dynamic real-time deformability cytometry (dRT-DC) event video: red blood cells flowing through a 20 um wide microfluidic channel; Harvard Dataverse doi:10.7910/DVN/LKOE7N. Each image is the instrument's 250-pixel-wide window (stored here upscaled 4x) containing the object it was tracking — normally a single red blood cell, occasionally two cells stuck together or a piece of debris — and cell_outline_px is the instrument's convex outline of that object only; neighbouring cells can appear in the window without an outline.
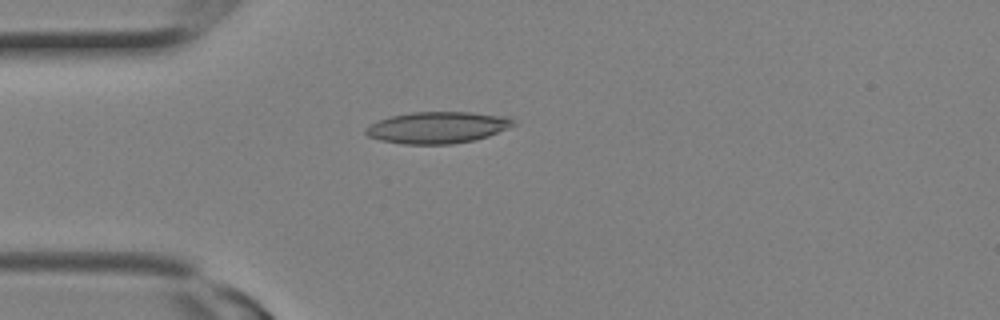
{"species": "Egyptian fruit bat (a non-hibernating species)", "species_latin": "Rousettus aegyptiacus", "temperature_condition": "room temperature", "stored_images_in_passage": 12, "camera_frame_rate_fps": 3000, "um_per_image_px": 0.085, "animal": {"sex": "female"}, "frame": {"image": 1, "passage_image": 4, "time_ms": 1.0, "image_size_px": [1000, 320], "cell_outline_px": [[516, 124], [508, 128], [488, 136], [476, 140], [452, 144], [404, 144], [380, 140], [368, 136], [364, 132], [364, 128], [380, 120], [392, 116], [412, 112], [468, 112], [508, 116], [516, 120]], "centroid_in_image_um": [37.22, 10.84], "position_along_channel_um": 47.8, "area_um2": 27.22}}
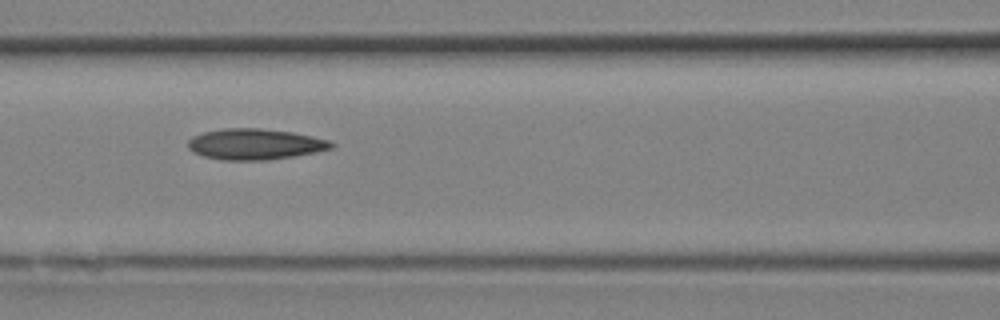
{"frame": {"image": 2, "passage_image": 8, "time_ms": 2.333, "image_size_px": [1000, 320], "cell_outline_px": [[336, 144], [332, 148], [316, 152], [296, 156], [268, 160], [220, 160], [204, 156], [192, 152], [188, 148], [188, 140], [192, 136], [204, 132], [224, 128], [260, 128], [292, 132], [312, 136], [328, 140]], "centroid_in_image_um": [21.67, 12.26], "position_along_channel_um": 144.9, "area_um2": 25.95}}
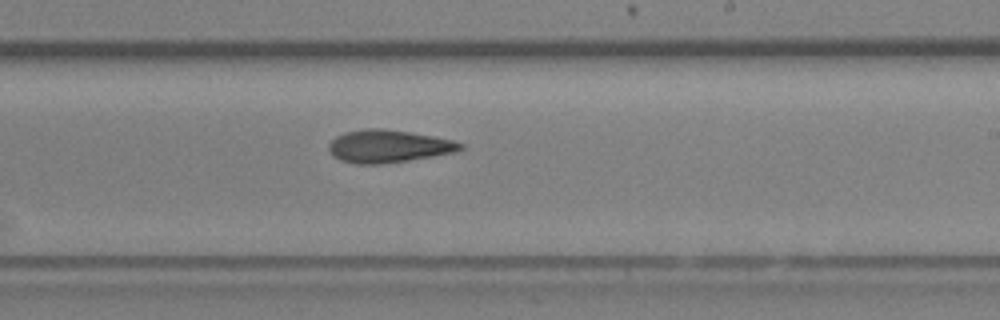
{"frame": {"image": 3, "passage_image": 12, "time_ms": 3.667, "image_size_px": [1000, 320], "cell_outline_px": [[464, 148], [456, 152], [408, 160], [380, 164], [356, 164], [340, 160], [332, 156], [328, 148], [328, 144], [336, 136], [344, 132], [364, 128], [384, 128], [432, 136], [452, 140], [464, 144]], "centroid_in_image_um": [32.98, 12.43], "position_along_channel_um": 256.0, "area_um2": 25.09}}